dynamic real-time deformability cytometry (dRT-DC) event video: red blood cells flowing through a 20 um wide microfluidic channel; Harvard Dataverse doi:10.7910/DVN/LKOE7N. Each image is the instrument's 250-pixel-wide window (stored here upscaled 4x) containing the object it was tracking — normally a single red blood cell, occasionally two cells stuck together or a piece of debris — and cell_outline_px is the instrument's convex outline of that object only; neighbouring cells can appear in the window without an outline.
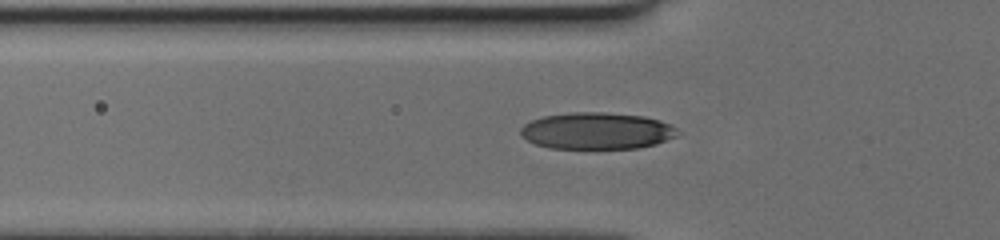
{"species": "human", "species_latin": "Homo sapiens", "temperature_condition": "cold", "stored_images_in_passage": 38, "camera_frame_rate_fps": 3000, "um_per_image_px": 0.085, "donor": {"sex": "female"}, "frame": {"image": 1, "passage_image": 4, "time_ms": 1.0, "image_size_px": [1000, 240], "cell_outline_px": [[680, 132], [676, 136], [656, 144], [640, 148], [548, 148], [536, 144], [528, 140], [520, 132], [520, 128], [524, 124], [532, 120], [544, 116], [572, 112], [604, 112], [644, 116], [660, 120], [676, 128]], "centroid_in_image_um": [50.75, 11.12], "position_along_channel_um": 75.1, "area_um2": 33.52}}
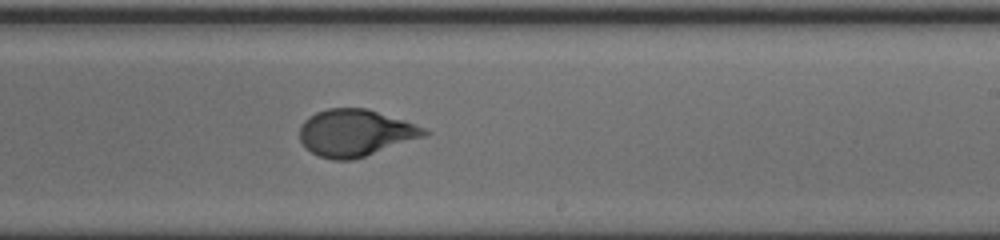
{"frame": {"image": 2, "passage_image": 18, "time_ms": 5.667, "image_size_px": [1000, 240], "cell_outline_px": [[432, 132], [424, 136], [352, 160], [332, 160], [320, 156], [312, 152], [300, 140], [300, 124], [308, 116], [316, 112], [328, 108], [368, 108], [404, 120], [424, 128]], "centroid_in_image_um": [30.18, 11.27], "position_along_channel_um": 258.8, "area_um2": 33.76}}
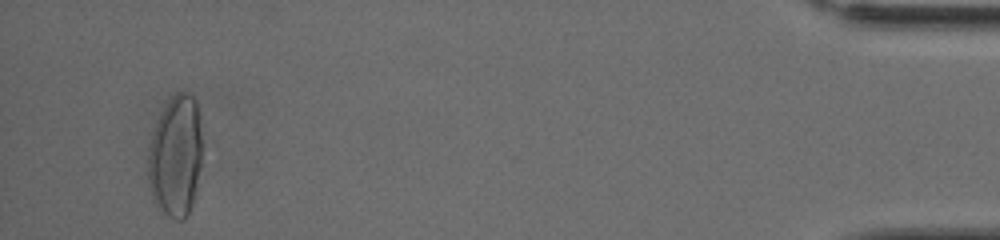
{"frame": {"image": 3, "passage_image": 36, "time_ms": 11.667, "image_size_px": [1000, 240], "cell_outline_px": [[200, 168], [196, 192], [192, 204], [184, 220], [176, 220], [160, 212], [156, 208], [152, 196], [148, 176], [148, 156], [152, 136], [156, 124], [164, 108], [172, 96], [176, 92], [184, 92], [192, 96], [196, 100], [200, 120]], "centroid_in_image_um": [14.93, 13.33], "position_along_channel_um": 420.3, "area_um2": 38.09}}